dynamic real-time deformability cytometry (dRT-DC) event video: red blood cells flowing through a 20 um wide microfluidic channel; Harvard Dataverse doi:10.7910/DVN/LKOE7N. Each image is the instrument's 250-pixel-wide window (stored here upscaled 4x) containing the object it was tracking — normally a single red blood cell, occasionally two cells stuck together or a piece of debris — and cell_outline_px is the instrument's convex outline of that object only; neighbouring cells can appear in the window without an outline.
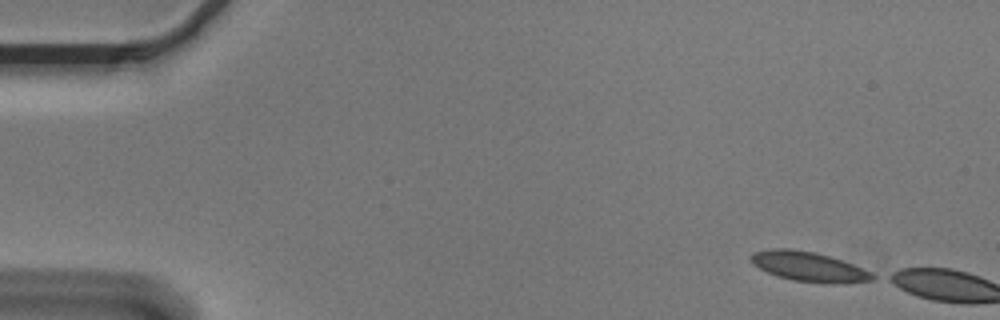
{"species": "Egyptian fruit bat (a non-hibernating species)", "species_latin": "Rousettus aegyptiacus", "temperature_condition": "cold", "stored_images_in_passage": 3, "camera_frame_rate_fps": 3000, "um_per_image_px": 0.085, "animal": {"sex": "male"}, "frame": {"image": 1, "passage_image": 1, "time_ms": 0.0, "image_size_px": [1000, 320], "cell_outline_px": [[880, 276], [872, 280], [836, 284], [824, 284], [792, 280], [776, 276], [752, 264], [752, 252], [768, 248], [788, 248], [812, 252], [828, 256], [852, 264], [872, 272]], "centroid_in_image_um": [68.76, 22.68], "position_along_channel_um": 16.2, "area_um2": 21.1}}